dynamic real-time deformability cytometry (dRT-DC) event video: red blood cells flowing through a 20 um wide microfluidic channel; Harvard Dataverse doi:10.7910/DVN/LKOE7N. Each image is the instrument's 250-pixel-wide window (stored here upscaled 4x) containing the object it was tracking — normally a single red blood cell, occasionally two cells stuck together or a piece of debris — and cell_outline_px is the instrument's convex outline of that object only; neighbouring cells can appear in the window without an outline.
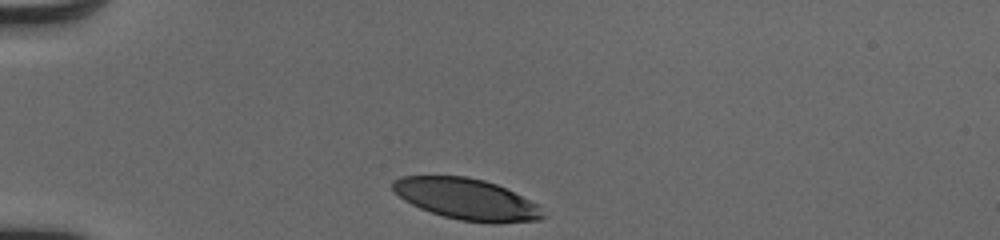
{"species": "human", "species_latin": "Homo sapiens", "temperature_condition": "cold", "stored_images_in_passage": 31, "camera_frame_rate_fps": 3000, "um_per_image_px": 0.085, "donor": {"sex": "male"}, "frame": {"image": 1, "passage_image": 1, "time_ms": 0.0, "image_size_px": [1000, 240], "cell_outline_px": [[548, 216], [540, 220], [500, 224], [492, 224], [460, 220], [444, 216], [420, 208], [404, 200], [392, 188], [392, 180], [400, 176], [468, 176], [484, 180], [496, 184], [540, 204]], "centroid_in_image_um": [39.74, 16.94], "position_along_channel_um": 45.3, "area_um2": 36.47}}
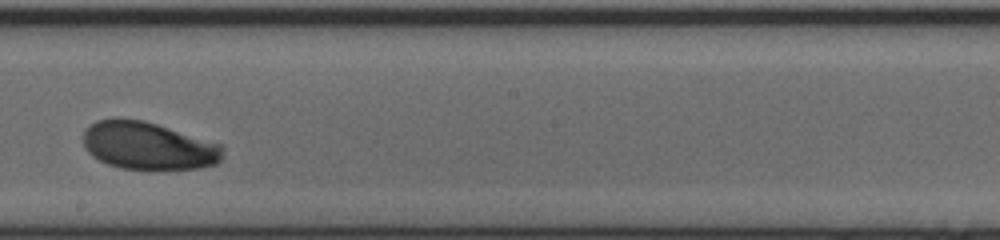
{"frame": {"image": 2, "passage_image": 18, "time_ms": 5.667, "image_size_px": [1000, 240], "cell_outline_px": [[224, 148], [220, 160], [216, 164], [200, 168], [120, 168], [108, 164], [92, 156], [84, 148], [84, 132], [88, 124], [96, 120], [112, 116], [116, 116], [144, 120], [220, 144]], "centroid_in_image_um": [12.53, 12.35], "position_along_channel_um": 235.7, "area_um2": 38.78}}
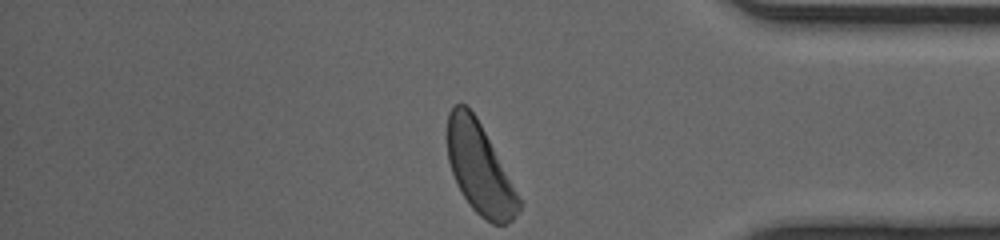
{"frame": {"image": 3, "passage_image": 31, "time_ms": 10.0, "image_size_px": [1000, 240], "cell_outline_px": [[524, 204], [512, 220], [508, 224], [492, 224], [480, 216], [472, 208], [464, 196], [452, 172], [448, 160], [448, 112], [452, 104], [464, 104], [476, 116]], "centroid_in_image_um": [40.79, 14.35], "position_along_channel_um": 394.4, "area_um2": 37.28}, "authors_computed_cell_mechanics": {"area_um2": 38.8416, "velocity_mm_per_s": 4.0482, "shape_relaxation_time_tau1_ms": 1.6562, "shape_relaxation_time_tau2_ms": null, "deformation_change_tau1": 0.1044, "deformation_change_tau2": null}}